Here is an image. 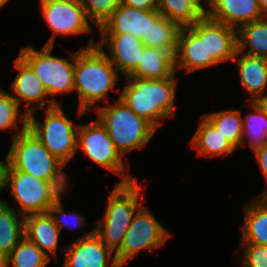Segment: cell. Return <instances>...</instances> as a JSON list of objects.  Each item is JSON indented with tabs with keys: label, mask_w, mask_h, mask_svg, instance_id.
<instances>
[{
	"label": "cell",
	"mask_w": 267,
	"mask_h": 267,
	"mask_svg": "<svg viewBox=\"0 0 267 267\" xmlns=\"http://www.w3.org/2000/svg\"><path fill=\"white\" fill-rule=\"evenodd\" d=\"M120 74L110 63L107 55L96 45L95 40L80 50L75 51L74 91L78 94L79 116L94 107L102 100L106 104L109 92L113 91Z\"/></svg>",
	"instance_id": "cell-1"
},
{
	"label": "cell",
	"mask_w": 267,
	"mask_h": 267,
	"mask_svg": "<svg viewBox=\"0 0 267 267\" xmlns=\"http://www.w3.org/2000/svg\"><path fill=\"white\" fill-rule=\"evenodd\" d=\"M176 72L167 79L125 77L126 85L118 96L139 117L148 121L156 130L162 119L175 115Z\"/></svg>",
	"instance_id": "cell-2"
},
{
	"label": "cell",
	"mask_w": 267,
	"mask_h": 267,
	"mask_svg": "<svg viewBox=\"0 0 267 267\" xmlns=\"http://www.w3.org/2000/svg\"><path fill=\"white\" fill-rule=\"evenodd\" d=\"M141 189L144 188L136 179L128 183H116L111 192L108 190L110 195L105 215L94 232L114 253L121 247L134 215L144 205Z\"/></svg>",
	"instance_id": "cell-3"
},
{
	"label": "cell",
	"mask_w": 267,
	"mask_h": 267,
	"mask_svg": "<svg viewBox=\"0 0 267 267\" xmlns=\"http://www.w3.org/2000/svg\"><path fill=\"white\" fill-rule=\"evenodd\" d=\"M108 103L104 107L97 105L95 111L120 154L125 157L126 153L145 147L157 130L120 98Z\"/></svg>",
	"instance_id": "cell-4"
},
{
	"label": "cell",
	"mask_w": 267,
	"mask_h": 267,
	"mask_svg": "<svg viewBox=\"0 0 267 267\" xmlns=\"http://www.w3.org/2000/svg\"><path fill=\"white\" fill-rule=\"evenodd\" d=\"M8 163L16 170L31 174L49 183H68L65 165L55 158L29 130L12 139Z\"/></svg>",
	"instance_id": "cell-5"
},
{
	"label": "cell",
	"mask_w": 267,
	"mask_h": 267,
	"mask_svg": "<svg viewBox=\"0 0 267 267\" xmlns=\"http://www.w3.org/2000/svg\"><path fill=\"white\" fill-rule=\"evenodd\" d=\"M44 110V122L37 120L35 112L28 115V129L55 158L66 166L78 152L79 124L68 119L60 104Z\"/></svg>",
	"instance_id": "cell-6"
},
{
	"label": "cell",
	"mask_w": 267,
	"mask_h": 267,
	"mask_svg": "<svg viewBox=\"0 0 267 267\" xmlns=\"http://www.w3.org/2000/svg\"><path fill=\"white\" fill-rule=\"evenodd\" d=\"M9 184V185H8ZM70 183H49L31 174L14 169L9 163L6 168L5 188L15 198L19 214L46 213L52 204L68 189Z\"/></svg>",
	"instance_id": "cell-7"
},
{
	"label": "cell",
	"mask_w": 267,
	"mask_h": 267,
	"mask_svg": "<svg viewBox=\"0 0 267 267\" xmlns=\"http://www.w3.org/2000/svg\"><path fill=\"white\" fill-rule=\"evenodd\" d=\"M53 46L44 45L37 51L32 45L23 46L19 56L32 68L34 73L43 83L55 104L57 94L71 93L74 91V65L75 51L69 58H60L52 55Z\"/></svg>",
	"instance_id": "cell-8"
},
{
	"label": "cell",
	"mask_w": 267,
	"mask_h": 267,
	"mask_svg": "<svg viewBox=\"0 0 267 267\" xmlns=\"http://www.w3.org/2000/svg\"><path fill=\"white\" fill-rule=\"evenodd\" d=\"M77 149L78 151L82 149L83 153L92 162L122 176L119 183L136 180L135 177L131 178L130 171H128L130 165H125L123 156L116 149L108 131L98 119L91 123L79 124Z\"/></svg>",
	"instance_id": "cell-9"
},
{
	"label": "cell",
	"mask_w": 267,
	"mask_h": 267,
	"mask_svg": "<svg viewBox=\"0 0 267 267\" xmlns=\"http://www.w3.org/2000/svg\"><path fill=\"white\" fill-rule=\"evenodd\" d=\"M171 236L149 208L143 205L134 215L121 247L115 252L117 263L122 267L142 250L159 249Z\"/></svg>",
	"instance_id": "cell-10"
},
{
	"label": "cell",
	"mask_w": 267,
	"mask_h": 267,
	"mask_svg": "<svg viewBox=\"0 0 267 267\" xmlns=\"http://www.w3.org/2000/svg\"><path fill=\"white\" fill-rule=\"evenodd\" d=\"M40 7L46 25L52 31V36L44 45L54 46L58 35L75 36L93 30L80 0L55 1Z\"/></svg>",
	"instance_id": "cell-11"
},
{
	"label": "cell",
	"mask_w": 267,
	"mask_h": 267,
	"mask_svg": "<svg viewBox=\"0 0 267 267\" xmlns=\"http://www.w3.org/2000/svg\"><path fill=\"white\" fill-rule=\"evenodd\" d=\"M217 64L213 58H207L206 16L192 26L181 27L174 57L175 72L183 69L192 73Z\"/></svg>",
	"instance_id": "cell-12"
},
{
	"label": "cell",
	"mask_w": 267,
	"mask_h": 267,
	"mask_svg": "<svg viewBox=\"0 0 267 267\" xmlns=\"http://www.w3.org/2000/svg\"><path fill=\"white\" fill-rule=\"evenodd\" d=\"M63 247L62 267H121L115 253L102 242L94 228Z\"/></svg>",
	"instance_id": "cell-13"
},
{
	"label": "cell",
	"mask_w": 267,
	"mask_h": 267,
	"mask_svg": "<svg viewBox=\"0 0 267 267\" xmlns=\"http://www.w3.org/2000/svg\"><path fill=\"white\" fill-rule=\"evenodd\" d=\"M14 68L19 72L10 85L13 92L11 95L19 105L24 101V111L28 115L36 112V108L44 110L46 109L45 106L50 108L56 105L52 99H46L48 97V92L43 83L32 68L19 55L14 60ZM33 103L35 104L33 105Z\"/></svg>",
	"instance_id": "cell-14"
},
{
	"label": "cell",
	"mask_w": 267,
	"mask_h": 267,
	"mask_svg": "<svg viewBox=\"0 0 267 267\" xmlns=\"http://www.w3.org/2000/svg\"><path fill=\"white\" fill-rule=\"evenodd\" d=\"M96 45L107 55L110 63L121 76L127 77L140 61L145 45L131 33H99ZM110 50L111 56L105 51Z\"/></svg>",
	"instance_id": "cell-15"
},
{
	"label": "cell",
	"mask_w": 267,
	"mask_h": 267,
	"mask_svg": "<svg viewBox=\"0 0 267 267\" xmlns=\"http://www.w3.org/2000/svg\"><path fill=\"white\" fill-rule=\"evenodd\" d=\"M160 16L157 9L143 10L120 5L98 29L99 33H131L146 46L147 31Z\"/></svg>",
	"instance_id": "cell-16"
},
{
	"label": "cell",
	"mask_w": 267,
	"mask_h": 267,
	"mask_svg": "<svg viewBox=\"0 0 267 267\" xmlns=\"http://www.w3.org/2000/svg\"><path fill=\"white\" fill-rule=\"evenodd\" d=\"M207 16L237 30L264 17L258 0H210Z\"/></svg>",
	"instance_id": "cell-17"
},
{
	"label": "cell",
	"mask_w": 267,
	"mask_h": 267,
	"mask_svg": "<svg viewBox=\"0 0 267 267\" xmlns=\"http://www.w3.org/2000/svg\"><path fill=\"white\" fill-rule=\"evenodd\" d=\"M233 62L239 73V82L249 95L248 101L266 95L267 90V59L246 53H236Z\"/></svg>",
	"instance_id": "cell-18"
},
{
	"label": "cell",
	"mask_w": 267,
	"mask_h": 267,
	"mask_svg": "<svg viewBox=\"0 0 267 267\" xmlns=\"http://www.w3.org/2000/svg\"><path fill=\"white\" fill-rule=\"evenodd\" d=\"M25 237L40 248L50 259L57 258L60 230L49 212L24 217ZM50 253V255L48 254Z\"/></svg>",
	"instance_id": "cell-19"
},
{
	"label": "cell",
	"mask_w": 267,
	"mask_h": 267,
	"mask_svg": "<svg viewBox=\"0 0 267 267\" xmlns=\"http://www.w3.org/2000/svg\"><path fill=\"white\" fill-rule=\"evenodd\" d=\"M207 58L218 64L233 60L237 53V29L206 16Z\"/></svg>",
	"instance_id": "cell-20"
},
{
	"label": "cell",
	"mask_w": 267,
	"mask_h": 267,
	"mask_svg": "<svg viewBox=\"0 0 267 267\" xmlns=\"http://www.w3.org/2000/svg\"><path fill=\"white\" fill-rule=\"evenodd\" d=\"M190 143L197 155L206 158L229 156L236 150L204 115H201Z\"/></svg>",
	"instance_id": "cell-21"
},
{
	"label": "cell",
	"mask_w": 267,
	"mask_h": 267,
	"mask_svg": "<svg viewBox=\"0 0 267 267\" xmlns=\"http://www.w3.org/2000/svg\"><path fill=\"white\" fill-rule=\"evenodd\" d=\"M210 0H156L157 10L180 28L189 27L207 16Z\"/></svg>",
	"instance_id": "cell-22"
},
{
	"label": "cell",
	"mask_w": 267,
	"mask_h": 267,
	"mask_svg": "<svg viewBox=\"0 0 267 267\" xmlns=\"http://www.w3.org/2000/svg\"><path fill=\"white\" fill-rule=\"evenodd\" d=\"M174 73V57L169 52L145 46L139 63L127 77L167 79Z\"/></svg>",
	"instance_id": "cell-23"
},
{
	"label": "cell",
	"mask_w": 267,
	"mask_h": 267,
	"mask_svg": "<svg viewBox=\"0 0 267 267\" xmlns=\"http://www.w3.org/2000/svg\"><path fill=\"white\" fill-rule=\"evenodd\" d=\"M244 207L241 242L267 246V203L258 196Z\"/></svg>",
	"instance_id": "cell-24"
},
{
	"label": "cell",
	"mask_w": 267,
	"mask_h": 267,
	"mask_svg": "<svg viewBox=\"0 0 267 267\" xmlns=\"http://www.w3.org/2000/svg\"><path fill=\"white\" fill-rule=\"evenodd\" d=\"M7 201H0V255L5 258L25 237L24 216Z\"/></svg>",
	"instance_id": "cell-25"
},
{
	"label": "cell",
	"mask_w": 267,
	"mask_h": 267,
	"mask_svg": "<svg viewBox=\"0 0 267 267\" xmlns=\"http://www.w3.org/2000/svg\"><path fill=\"white\" fill-rule=\"evenodd\" d=\"M237 44V53L267 59V16L240 27L237 30Z\"/></svg>",
	"instance_id": "cell-26"
},
{
	"label": "cell",
	"mask_w": 267,
	"mask_h": 267,
	"mask_svg": "<svg viewBox=\"0 0 267 267\" xmlns=\"http://www.w3.org/2000/svg\"><path fill=\"white\" fill-rule=\"evenodd\" d=\"M179 30L176 23L160 16L147 31L146 46L162 49L175 57Z\"/></svg>",
	"instance_id": "cell-27"
},
{
	"label": "cell",
	"mask_w": 267,
	"mask_h": 267,
	"mask_svg": "<svg viewBox=\"0 0 267 267\" xmlns=\"http://www.w3.org/2000/svg\"><path fill=\"white\" fill-rule=\"evenodd\" d=\"M204 116L226 137L237 150L242 147V114L239 109H226L204 114Z\"/></svg>",
	"instance_id": "cell-28"
},
{
	"label": "cell",
	"mask_w": 267,
	"mask_h": 267,
	"mask_svg": "<svg viewBox=\"0 0 267 267\" xmlns=\"http://www.w3.org/2000/svg\"><path fill=\"white\" fill-rule=\"evenodd\" d=\"M253 112L242 117L243 139L242 146L248 139L251 150H255L267 144V116L255 101L247 102Z\"/></svg>",
	"instance_id": "cell-29"
},
{
	"label": "cell",
	"mask_w": 267,
	"mask_h": 267,
	"mask_svg": "<svg viewBox=\"0 0 267 267\" xmlns=\"http://www.w3.org/2000/svg\"><path fill=\"white\" fill-rule=\"evenodd\" d=\"M20 107L15 98L0 87V131L15 130L13 138L28 129V114Z\"/></svg>",
	"instance_id": "cell-30"
},
{
	"label": "cell",
	"mask_w": 267,
	"mask_h": 267,
	"mask_svg": "<svg viewBox=\"0 0 267 267\" xmlns=\"http://www.w3.org/2000/svg\"><path fill=\"white\" fill-rule=\"evenodd\" d=\"M51 259L24 237L6 257V267H46Z\"/></svg>",
	"instance_id": "cell-31"
},
{
	"label": "cell",
	"mask_w": 267,
	"mask_h": 267,
	"mask_svg": "<svg viewBox=\"0 0 267 267\" xmlns=\"http://www.w3.org/2000/svg\"><path fill=\"white\" fill-rule=\"evenodd\" d=\"M87 18L96 27H100L111 15L112 12L122 5L123 0H80Z\"/></svg>",
	"instance_id": "cell-32"
},
{
	"label": "cell",
	"mask_w": 267,
	"mask_h": 267,
	"mask_svg": "<svg viewBox=\"0 0 267 267\" xmlns=\"http://www.w3.org/2000/svg\"><path fill=\"white\" fill-rule=\"evenodd\" d=\"M64 195L60 196L49 208V214L52 216L55 225L59 228L60 231L65 227L70 229L74 227V229H80V227H85L86 220L82 214H79L77 211L66 212L63 208V204L61 200ZM63 217L64 219H60ZM70 218V219H69ZM70 227V228H69ZM72 230V228H71Z\"/></svg>",
	"instance_id": "cell-33"
},
{
	"label": "cell",
	"mask_w": 267,
	"mask_h": 267,
	"mask_svg": "<svg viewBox=\"0 0 267 267\" xmlns=\"http://www.w3.org/2000/svg\"><path fill=\"white\" fill-rule=\"evenodd\" d=\"M241 267H267V246L241 243Z\"/></svg>",
	"instance_id": "cell-34"
},
{
	"label": "cell",
	"mask_w": 267,
	"mask_h": 267,
	"mask_svg": "<svg viewBox=\"0 0 267 267\" xmlns=\"http://www.w3.org/2000/svg\"><path fill=\"white\" fill-rule=\"evenodd\" d=\"M253 154H255L256 161L260 167V170L262 171V174L264 175V179L267 183V144L253 150Z\"/></svg>",
	"instance_id": "cell-35"
},
{
	"label": "cell",
	"mask_w": 267,
	"mask_h": 267,
	"mask_svg": "<svg viewBox=\"0 0 267 267\" xmlns=\"http://www.w3.org/2000/svg\"><path fill=\"white\" fill-rule=\"evenodd\" d=\"M122 5L143 10L157 9L156 0H123Z\"/></svg>",
	"instance_id": "cell-36"
},
{
	"label": "cell",
	"mask_w": 267,
	"mask_h": 267,
	"mask_svg": "<svg viewBox=\"0 0 267 267\" xmlns=\"http://www.w3.org/2000/svg\"><path fill=\"white\" fill-rule=\"evenodd\" d=\"M8 166V154L6 156L5 162L0 161V193L5 189V177H6V168ZM2 199L0 198V201Z\"/></svg>",
	"instance_id": "cell-37"
},
{
	"label": "cell",
	"mask_w": 267,
	"mask_h": 267,
	"mask_svg": "<svg viewBox=\"0 0 267 267\" xmlns=\"http://www.w3.org/2000/svg\"><path fill=\"white\" fill-rule=\"evenodd\" d=\"M255 102L267 116V95L257 98Z\"/></svg>",
	"instance_id": "cell-38"
},
{
	"label": "cell",
	"mask_w": 267,
	"mask_h": 267,
	"mask_svg": "<svg viewBox=\"0 0 267 267\" xmlns=\"http://www.w3.org/2000/svg\"><path fill=\"white\" fill-rule=\"evenodd\" d=\"M258 4L263 15L267 16V0H258Z\"/></svg>",
	"instance_id": "cell-39"
},
{
	"label": "cell",
	"mask_w": 267,
	"mask_h": 267,
	"mask_svg": "<svg viewBox=\"0 0 267 267\" xmlns=\"http://www.w3.org/2000/svg\"><path fill=\"white\" fill-rule=\"evenodd\" d=\"M259 197L267 203V189H264L262 192H260Z\"/></svg>",
	"instance_id": "cell-40"
},
{
	"label": "cell",
	"mask_w": 267,
	"mask_h": 267,
	"mask_svg": "<svg viewBox=\"0 0 267 267\" xmlns=\"http://www.w3.org/2000/svg\"><path fill=\"white\" fill-rule=\"evenodd\" d=\"M0 267H6V258L0 255Z\"/></svg>",
	"instance_id": "cell-41"
},
{
	"label": "cell",
	"mask_w": 267,
	"mask_h": 267,
	"mask_svg": "<svg viewBox=\"0 0 267 267\" xmlns=\"http://www.w3.org/2000/svg\"><path fill=\"white\" fill-rule=\"evenodd\" d=\"M55 1H61V0H40V4L44 5V4L55 2Z\"/></svg>",
	"instance_id": "cell-42"
},
{
	"label": "cell",
	"mask_w": 267,
	"mask_h": 267,
	"mask_svg": "<svg viewBox=\"0 0 267 267\" xmlns=\"http://www.w3.org/2000/svg\"><path fill=\"white\" fill-rule=\"evenodd\" d=\"M8 1H9V0H0V8H1L2 6H5V4L8 3Z\"/></svg>",
	"instance_id": "cell-43"
}]
</instances>
